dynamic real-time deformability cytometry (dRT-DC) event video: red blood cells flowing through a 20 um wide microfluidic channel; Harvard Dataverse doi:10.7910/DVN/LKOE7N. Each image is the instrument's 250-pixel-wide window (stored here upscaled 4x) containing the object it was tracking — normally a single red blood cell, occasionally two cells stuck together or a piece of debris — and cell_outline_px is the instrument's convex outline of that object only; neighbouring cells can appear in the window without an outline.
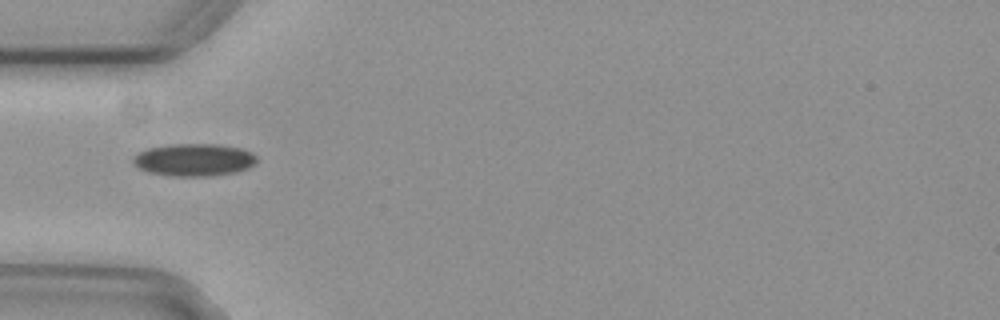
{"species": "common noctule bat (a hibernating species)", "species_latin": "Nyctalus noctula", "temperature_condition": "cold", "stored_images_in_passage": 39, "camera_frame_rate_fps": 3000, "um_per_image_px": 0.085, "animal": {"sex": "female", "body_mass_g": 29.2, "forearm_length_mm": 56.3}, "frame": {"image": 1, "passage_image": 1, "time_ms": 0.0, "image_size_px": [1000, 320], "cell_outline_px": [[256, 164], [248, 168], [236, 172], [212, 176], [172, 176], [148, 172], [140, 168], [132, 160], [132, 156], [148, 148], [172, 144], [216, 144], [240, 148], [252, 152], [256, 156]], "centroid_in_image_um": [16.51, 13.59], "position_along_channel_um": 68.5, "area_um2": 23.41}}
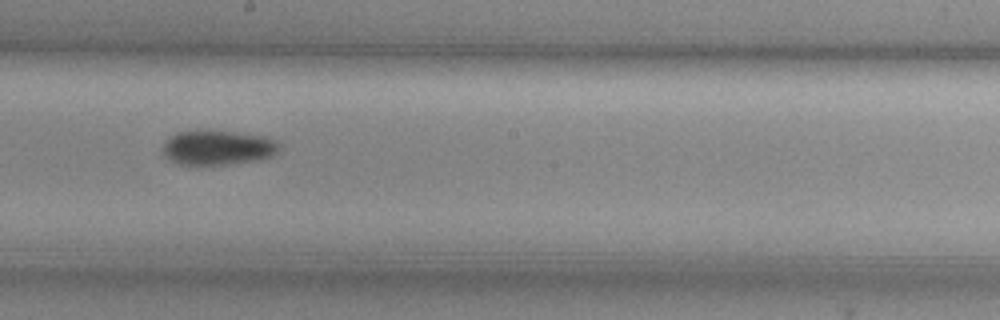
{"frame": {"image": 2, "passage_image": 14, "time_ms": 4.333, "image_size_px": [1000, 320], "cell_outline_px": [[280, 152], [264, 160], [228, 164], [180, 164], [164, 156], [164, 144], [172, 136], [180, 132], [204, 128], [236, 132], [264, 136], [276, 140], [280, 144]], "centroid_in_image_um": [18.6, 12.52], "position_along_channel_um": 229.6, "area_um2": 23.93}}
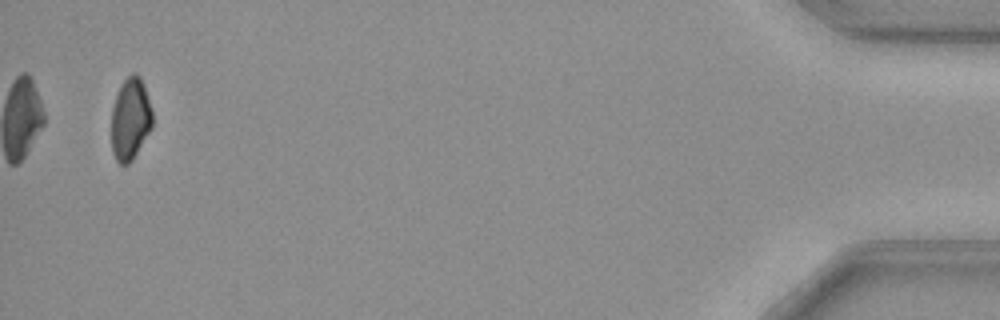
{"frame": {"image": 3, "passage_image": 37, "time_ms": 12.0, "image_size_px": [1000, 320], "cell_outline_px": [[152, 128], [132, 160], [128, 164], [120, 164], [116, 160], [112, 152], [112, 108], [120, 84], [132, 72], [136, 72], [140, 76], [144, 84], [152, 108]], "centroid_in_image_um": [11.09, 10.09], "position_along_channel_um": 424.1, "area_um2": 19.77}}